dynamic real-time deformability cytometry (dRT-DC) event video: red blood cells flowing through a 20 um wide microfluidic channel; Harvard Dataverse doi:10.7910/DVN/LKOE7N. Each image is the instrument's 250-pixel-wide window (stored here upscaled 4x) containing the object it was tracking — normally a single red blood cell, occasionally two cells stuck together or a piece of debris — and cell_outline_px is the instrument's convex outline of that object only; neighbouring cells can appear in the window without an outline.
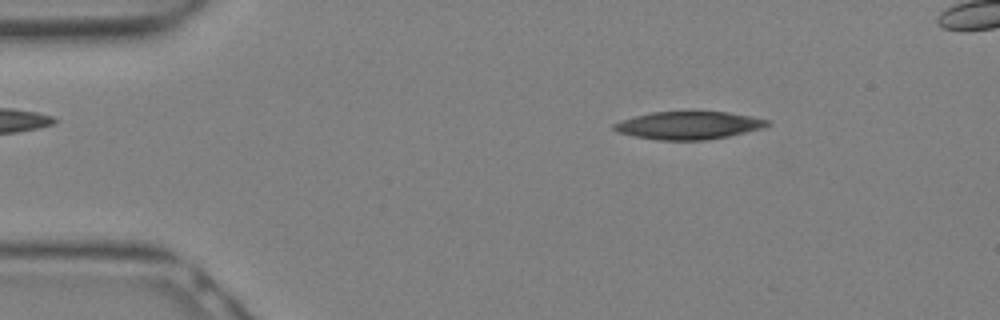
{"species": "Egyptian fruit bat (a non-hibernating species)", "species_latin": "Rousettus aegyptiacus", "temperature_condition": "warm", "stored_images_in_passage": 10, "camera_frame_rate_fps": 3000, "um_per_image_px": 0.085, "animal": {"sex": "female"}, "frame": {"image": 1, "passage_image": 5, "time_ms": 1.333, "image_size_px": [1000, 320], "cell_outline_px": [[768, 124], [764, 128], [728, 136], [704, 140], [656, 140], [616, 132], [612, 128], [612, 124], [620, 120], [652, 112], [688, 108], [692, 108], [728, 112], [752, 116], [768, 120]], "centroid_in_image_um": [58.51, 10.6], "position_along_channel_um": 26.5, "area_um2": 25.89}}